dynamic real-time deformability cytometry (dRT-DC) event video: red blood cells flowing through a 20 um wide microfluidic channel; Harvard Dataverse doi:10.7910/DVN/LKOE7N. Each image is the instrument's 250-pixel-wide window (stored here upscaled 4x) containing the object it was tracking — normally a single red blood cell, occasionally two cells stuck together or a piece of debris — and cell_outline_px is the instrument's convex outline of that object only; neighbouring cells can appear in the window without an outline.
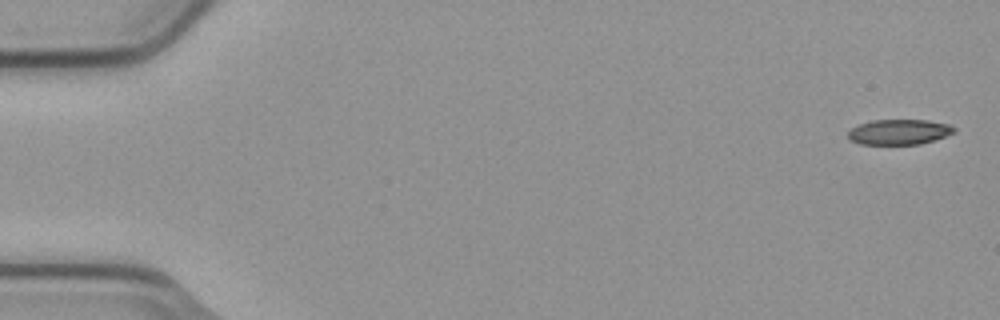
{"species": "common noctule bat (a hibernating species)", "species_latin": "Nyctalus noctula", "temperature_condition": "cold", "stored_images_in_passage": 5, "camera_frame_rate_fps": 3000, "um_per_image_px": 0.085, "animal": {"sex": "male", "body_mass_g": 23.1, "forearm_length_mm": 52.7}, "frame": {"image": 1, "passage_image": 1, "time_ms": 0.0, "image_size_px": [1000, 320], "cell_outline_px": [[956, 132], [920, 144], [860, 144], [848, 140], [848, 132], [852, 128], [860, 124], [872, 120], [928, 120], [948, 124], [956, 128]], "centroid_in_image_um": [76.41, 11.21], "position_along_channel_um": 8.6, "area_um2": 15.55}}
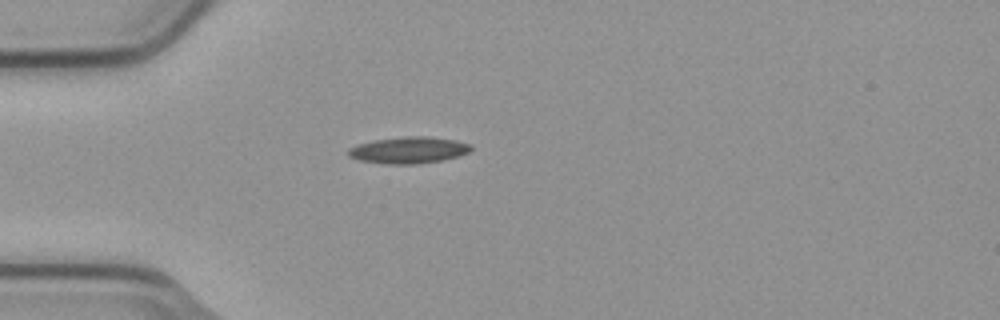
{"frame": {"image": 2, "passage_image": 5, "time_ms": 1.333, "image_size_px": [1000, 320], "cell_outline_px": [[472, 148], [468, 152], [460, 156], [440, 160], [412, 164], [388, 164], [360, 160], [348, 156], [348, 148], [360, 144], [376, 140], [408, 136], [428, 136], [456, 140], [468, 144]], "centroid_in_image_um": [34.74, 12.76], "position_along_channel_um": 50.3, "area_um2": 18.67}}